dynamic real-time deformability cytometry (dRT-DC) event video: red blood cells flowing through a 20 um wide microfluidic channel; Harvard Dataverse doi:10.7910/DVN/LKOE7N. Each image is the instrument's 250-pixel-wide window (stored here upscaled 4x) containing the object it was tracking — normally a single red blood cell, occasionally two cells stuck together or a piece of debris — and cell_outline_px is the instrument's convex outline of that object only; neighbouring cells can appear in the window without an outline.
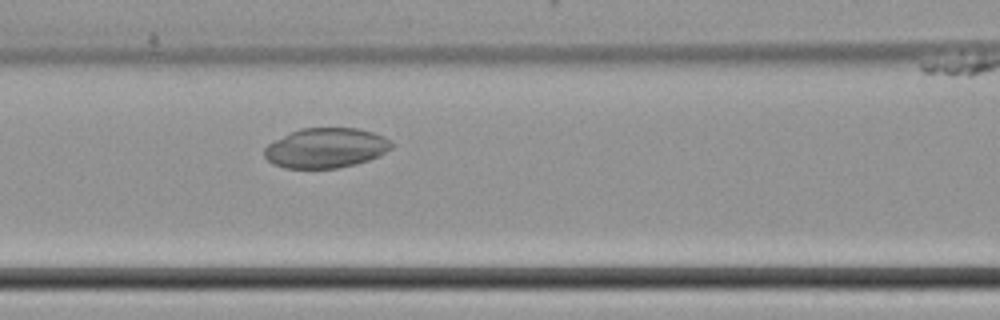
{"species": "common noctule bat (a hibernating species)", "species_latin": "Nyctalus noctula", "temperature_condition": "cold", "stored_images_in_passage": 50, "camera_frame_rate_fps": 3000, "um_per_image_px": 0.085, "animal": {"sex": "female", "body_mass_g": 22.7, "forearm_length_mm": 54.2}, "frame": {"image": 1, "passage_image": 21, "time_ms": 6.667, "image_size_px": [1000, 320], "cell_outline_px": [[392, 148], [380, 156], [356, 164], [336, 168], [284, 168], [272, 164], [264, 156], [264, 148], [268, 144], [300, 128], [356, 128], [372, 132], [384, 136], [392, 144]], "centroid_in_image_um": [27.7, 12.58], "position_along_channel_um": 138.9, "area_um2": 29.48}}
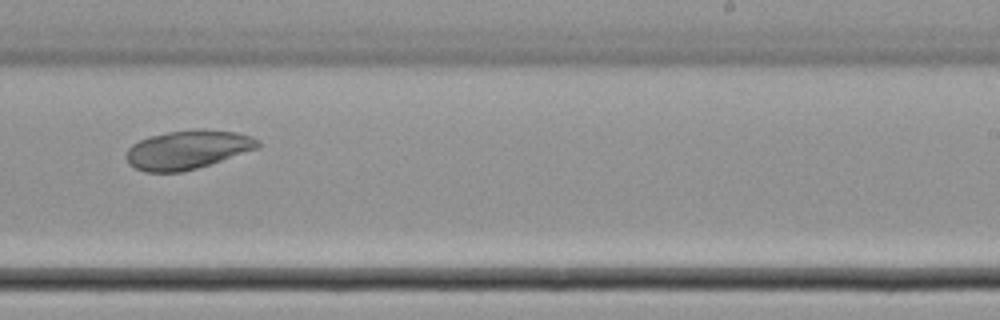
{"frame": {"image": 2, "passage_image": 31, "time_ms": 10.0, "image_size_px": [1000, 320], "cell_outline_px": [[260, 148], [184, 172], [144, 172], [128, 164], [124, 156], [128, 148], [132, 144], [148, 136], [168, 132], [196, 128], [200, 128], [236, 132], [252, 136], [260, 140]], "centroid_in_image_um": [15.94, 12.71], "position_along_channel_um": 273.1, "area_um2": 30.17}}
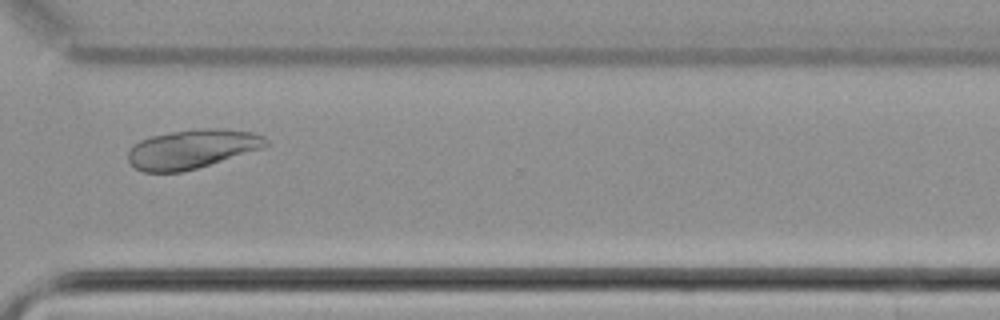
{"frame": {"image": 3, "passage_image": 37, "time_ms": 12.0, "image_size_px": [1000, 320], "cell_outline_px": [[268, 144], [264, 148], [196, 168], [180, 172], [144, 172], [136, 168], [128, 160], [128, 148], [132, 144], [140, 140], [152, 136], [172, 132], [204, 128], [216, 128], [252, 132], [264, 136], [268, 140]], "centroid_in_image_um": [16.31, 12.66], "position_along_channel_um": 354.3, "area_um2": 31.21}}